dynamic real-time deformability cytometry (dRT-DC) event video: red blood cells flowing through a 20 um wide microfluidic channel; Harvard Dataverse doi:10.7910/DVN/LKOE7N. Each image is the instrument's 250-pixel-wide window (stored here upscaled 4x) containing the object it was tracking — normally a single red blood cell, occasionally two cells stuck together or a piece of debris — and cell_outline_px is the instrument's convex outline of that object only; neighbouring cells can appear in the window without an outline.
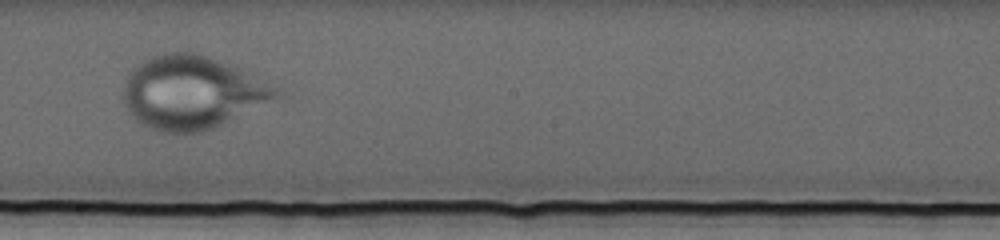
{"species": "human", "species_latin": "Homo sapiens", "temperature_condition": "cold", "stored_images_in_passage": 64, "camera_frame_rate_fps": 3000, "um_per_image_px": 0.085, "donor": {"sex": "female"}, "frame": {"image": 1, "passage_image": 41, "time_ms": 13.333, "image_size_px": [1000, 240], "cell_outline_px": [[288, 96], [204, 132], [160, 132], [148, 128], [136, 120], [128, 112], [124, 104], [120, 92], [132, 68], [144, 56], [164, 52], [196, 52], [220, 60], [248, 72], [276, 88]], "centroid_in_image_um": [16.32, 7.85], "position_along_channel_um": 231.9, "area_um2": 66.47}}
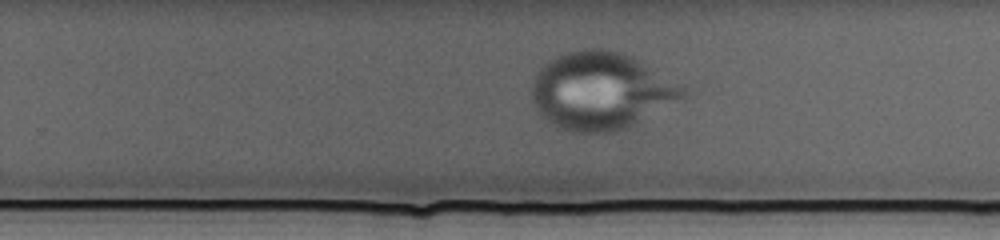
{"frame": {"image": 2, "passage_image": 46, "time_ms": 15.0, "image_size_px": [1000, 240], "cell_outline_px": [[688, 88], [684, 96], [624, 128], [616, 132], [572, 132], [560, 128], [552, 124], [540, 116], [532, 100], [532, 80], [536, 72], [544, 64], [556, 56], [568, 52], [584, 48], [600, 48], [620, 52], [684, 84]], "centroid_in_image_um": [51.02, 7.72], "position_along_channel_um": 278.8, "area_um2": 67.39}}